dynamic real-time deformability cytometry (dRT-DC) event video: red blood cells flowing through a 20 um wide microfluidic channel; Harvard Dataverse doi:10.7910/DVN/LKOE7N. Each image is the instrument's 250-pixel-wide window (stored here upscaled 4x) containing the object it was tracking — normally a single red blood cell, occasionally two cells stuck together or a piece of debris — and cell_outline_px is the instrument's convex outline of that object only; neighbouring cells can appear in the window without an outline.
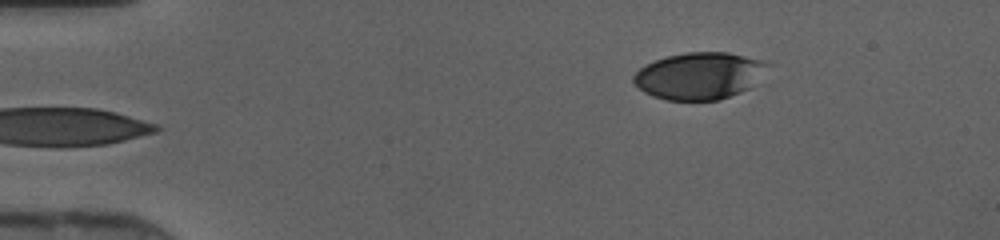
{"species": "human", "species_latin": "Homo sapiens", "temperature_condition": "cold", "stored_images_in_passage": 40, "camera_frame_rate_fps": 3000, "um_per_image_px": 0.085, "donor": {"sex": "female"}, "frame": {"image": 1, "passage_image": 1, "time_ms": 0.0, "image_size_px": [1000, 240], "cell_outline_px": [[772, 64], [748, 88], [740, 92], [720, 100], [664, 100], [652, 96], [644, 92], [632, 80], [632, 76], [644, 64], [668, 56], [684, 52], [728, 52], [760, 60]], "centroid_in_image_um": [59.41, 6.44], "position_along_channel_um": 25.6, "area_um2": 36.53}}
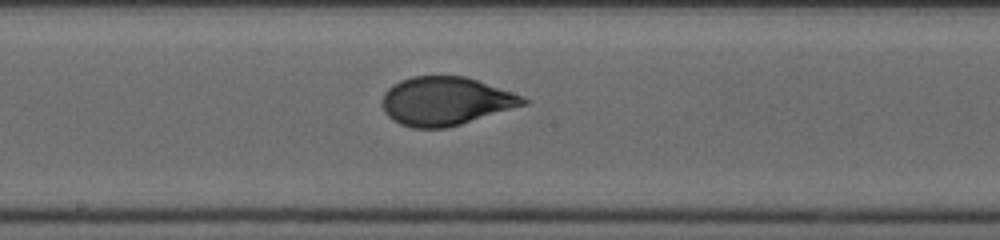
{"frame": {"image": 2, "passage_image": 19, "time_ms": 6.0, "image_size_px": [1000, 240], "cell_outline_px": [[532, 100], [528, 104], [460, 124], [444, 128], [412, 128], [400, 124], [392, 120], [384, 112], [384, 92], [392, 84], [400, 80], [412, 76], [464, 76], [524, 96]], "centroid_in_image_um": [37.89, 8.59], "position_along_channel_um": 210.3, "area_um2": 39.71}}
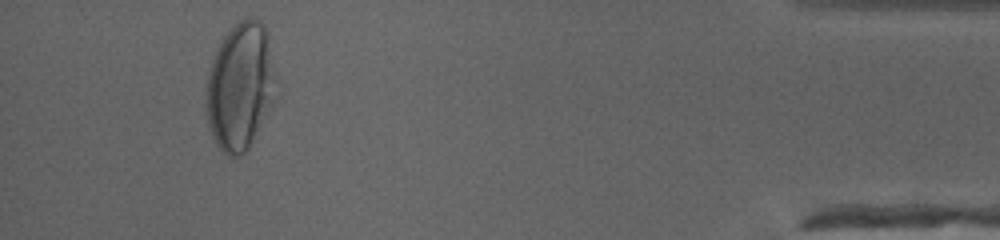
{"frame": {"image": 3, "passage_image": 37, "time_ms": 12.0, "image_size_px": [1000, 240], "cell_outline_px": [[276, 100], [248, 148], [240, 156], [228, 156], [216, 144], [212, 136], [208, 124], [204, 104], [204, 92], [208, 76], [216, 52], [224, 36], [240, 20], [248, 16], [252, 16], [264, 28]], "centroid_in_image_um": [20.35, 7.44], "position_along_channel_um": 414.8, "area_um2": 50.63}}